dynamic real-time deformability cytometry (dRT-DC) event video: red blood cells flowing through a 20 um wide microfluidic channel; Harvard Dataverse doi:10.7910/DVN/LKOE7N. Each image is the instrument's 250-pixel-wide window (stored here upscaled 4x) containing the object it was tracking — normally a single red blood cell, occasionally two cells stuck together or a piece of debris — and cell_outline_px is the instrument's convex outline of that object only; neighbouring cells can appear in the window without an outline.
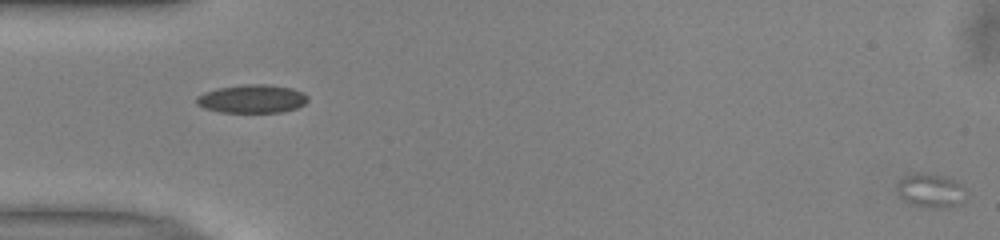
{"species": "common noctule bat (a hibernating species)", "species_latin": "Nyctalus noctula", "temperature_condition": "warm", "stored_images_in_passage": 15, "segment_of_instrument_passage": [2, 2], "camera_frame_rate_fps": 3000, "um_per_image_px": 0.085, "animal": {"sex": "male", "body_mass_g": 13.0, "forearm_length_mm": 53.1}, "frame": {"image": 1, "passage_image": 15, "time_ms": 4.667, "image_size_px": [1000, 240], "cell_outline_px": [[968, 196], [960, 204], [944, 208], [920, 208], [904, 200], [896, 192], [896, 184], [904, 176], [916, 172], [924, 172], [944, 176], [956, 180], [968, 192]], "centroid_in_image_um": [79.12, 16.2], "position_along_channel_um": 5.9, "area_um2": 14.22}}